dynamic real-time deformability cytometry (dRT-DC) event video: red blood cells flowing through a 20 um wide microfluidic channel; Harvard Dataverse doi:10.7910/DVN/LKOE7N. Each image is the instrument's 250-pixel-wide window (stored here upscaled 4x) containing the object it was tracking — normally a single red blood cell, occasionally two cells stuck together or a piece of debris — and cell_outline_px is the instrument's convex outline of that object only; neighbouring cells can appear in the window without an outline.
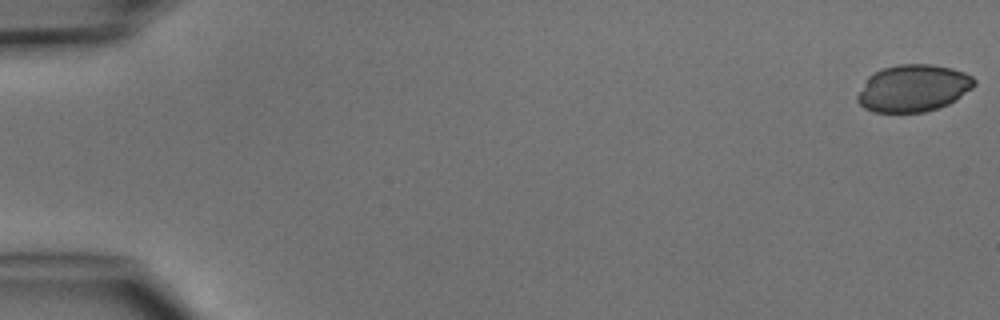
{"species": "common noctule bat (a hibernating species)", "species_latin": "Nyctalus noctula", "temperature_condition": "cold", "stored_images_in_passage": 5, "camera_frame_rate_fps": 3000, "um_per_image_px": 0.085, "animal": {"sex": "male", "body_mass_g": 15.6}, "frame": {"image": 1, "passage_image": 1, "time_ms": 0.0, "image_size_px": [1000, 320], "cell_outline_px": [[976, 84], [972, 88], [956, 100], [940, 108], [924, 112], [872, 112], [864, 108], [856, 100], [856, 96], [868, 76], [872, 72], [884, 68], [900, 64], [932, 64], [952, 68], [964, 72], [972, 76], [976, 80]], "centroid_in_image_um": [77.63, 7.5], "position_along_channel_um": 7.4, "area_um2": 32.31}}